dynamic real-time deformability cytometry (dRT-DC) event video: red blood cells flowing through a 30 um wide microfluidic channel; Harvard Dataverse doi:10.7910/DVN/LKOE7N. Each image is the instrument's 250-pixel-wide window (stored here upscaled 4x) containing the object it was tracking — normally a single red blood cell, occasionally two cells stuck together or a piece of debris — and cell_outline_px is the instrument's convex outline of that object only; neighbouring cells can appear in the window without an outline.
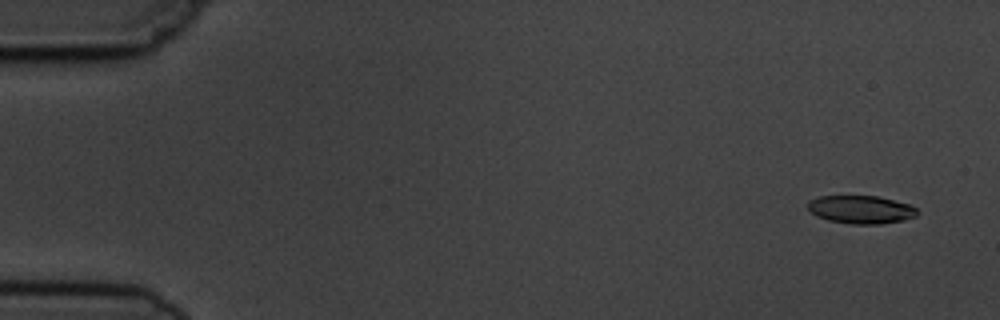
{"species": "common noctule bat (a hibernating species)", "species_latin": "Nyctalus noctula", "temperature_condition": "cold", "stored_images_in_passage": 8, "camera_frame_rate_fps": 3000, "um_per_image_px": 0.085, "animal": {"sex": "male", "body_mass_g": 19.5, "forearm_length_mm": 54.6}, "frame": {"image": 1, "passage_image": 1, "time_ms": 0.0, "image_size_px": [1000, 320], "cell_outline_px": [[920, 212], [916, 216], [904, 220], [880, 224], [852, 224], [828, 220], [816, 216], [808, 208], [808, 200], [820, 196], [876, 196], [908, 204], [916, 208]], "centroid_in_image_um": [73.18, 17.81], "position_along_channel_um": 11.8, "area_um2": 17.86}}
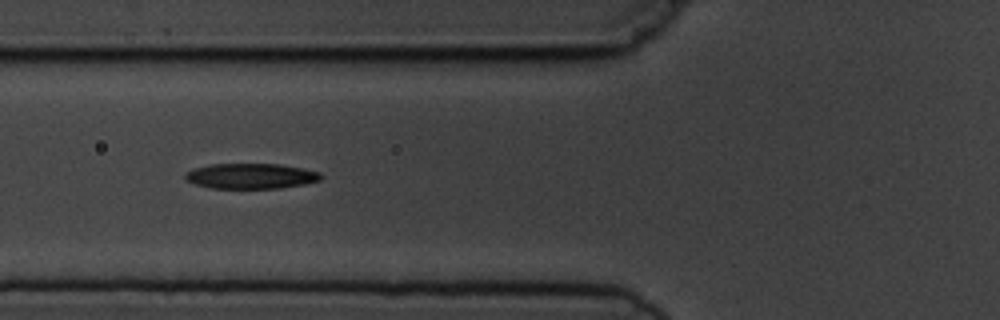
{"frame": {"image": 2, "passage_image": 6, "time_ms": 6.0, "image_size_px": [1000, 320], "cell_outline_px": [[320, 180], [304, 184], [280, 188], [212, 188], [196, 184], [184, 180], [184, 176], [188, 172], [196, 168], [212, 164], [280, 164], [320, 172]], "centroid_in_image_um": [21.31, 14.97], "position_along_channel_um": 104.5, "area_um2": 19.77}}
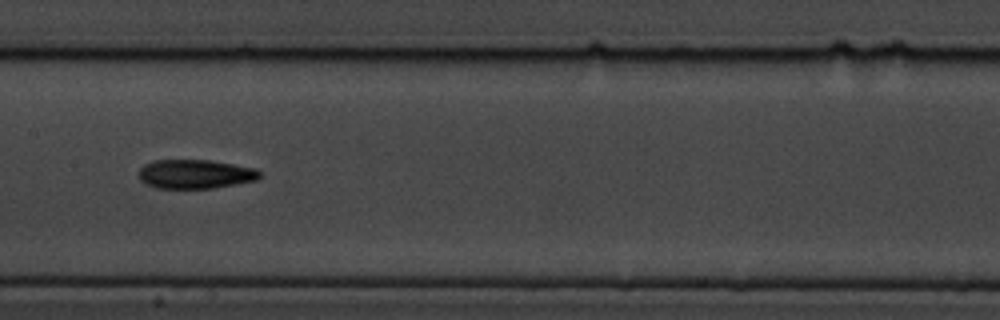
{"frame": {"image": 3, "passage_image": 8, "time_ms": 8.333, "image_size_px": [1000, 320], "cell_outline_px": [[260, 176], [256, 180], [236, 184], [212, 188], [156, 188], [144, 184], [140, 180], [140, 168], [144, 164], [152, 160], [208, 160], [256, 168], [260, 172]], "centroid_in_image_um": [16.57, 14.79], "position_along_channel_um": 190.8, "area_um2": 20.46}}